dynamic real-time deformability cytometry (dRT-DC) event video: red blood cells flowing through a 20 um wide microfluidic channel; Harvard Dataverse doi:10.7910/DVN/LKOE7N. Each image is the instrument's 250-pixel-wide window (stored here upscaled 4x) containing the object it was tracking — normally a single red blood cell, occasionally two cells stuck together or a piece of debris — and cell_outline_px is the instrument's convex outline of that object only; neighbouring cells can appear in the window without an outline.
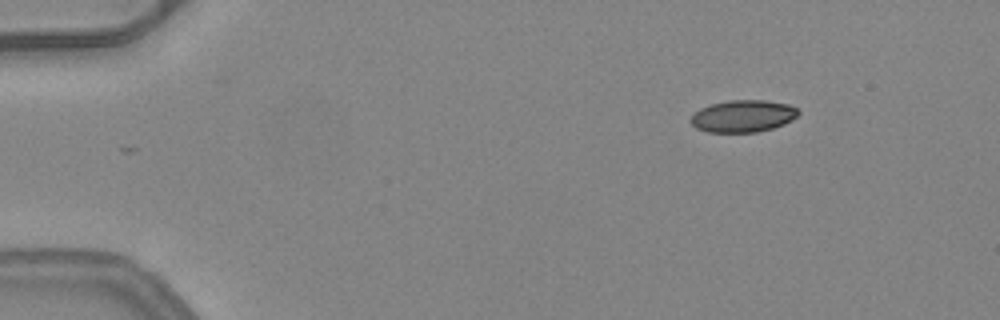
{"species": "common noctule bat (a hibernating species)", "species_latin": "Nyctalus noctula", "temperature_condition": "warm", "stored_images_in_passage": 45, "camera_frame_rate_fps": 3000, "um_per_image_px": 0.085, "animal": {"sex": "female", "body_mass_g": 24.6, "forearm_length_mm": 56.2}, "frame": {"image": 1, "passage_image": 1, "time_ms": 0.0, "image_size_px": [1000, 320], "cell_outline_px": [[800, 112], [792, 120], [784, 124], [772, 128], [756, 132], [708, 132], [696, 128], [688, 120], [700, 108], [712, 104], [728, 100], [764, 100], [788, 104], [796, 108]], "centroid_in_image_um": [63.15, 9.87], "position_along_channel_um": 21.9, "area_um2": 20.06}}
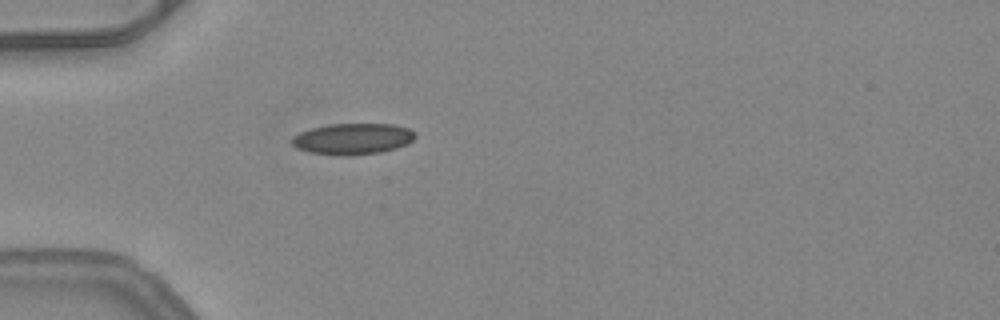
{"frame": {"image": 2, "passage_image": 10, "time_ms": 3.0, "image_size_px": [1000, 320], "cell_outline_px": [[416, 136], [408, 144], [396, 148], [380, 152], [348, 156], [344, 156], [308, 152], [296, 148], [288, 140], [292, 136], [300, 132], [312, 128], [328, 124], [392, 124], [408, 128], [416, 132]], "centroid_in_image_um": [29.95, 11.8], "position_along_channel_um": 55.0, "area_um2": 22.6}}
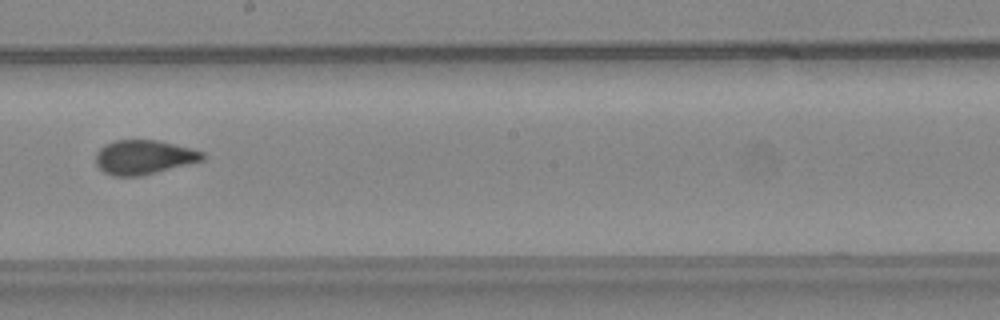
{"frame": {"image": 3, "passage_image": 24, "time_ms": 7.667, "image_size_px": [1000, 320], "cell_outline_px": [[204, 160], [140, 176], [112, 176], [104, 172], [96, 164], [96, 152], [104, 144], [116, 140], [160, 140], [204, 152]], "centroid_in_image_um": [12.2, 13.35], "position_along_channel_um": 236.0, "area_um2": 21.27}, "authors_computed_cell_mechanics": {"area_um2": 21.3282, "velocity_mm_per_s": 4.0718, "shape_relaxation_time_tau1_ms": 8.0691, "shape_relaxation_time_tau2_ms": 0.6863, "deformation_change_tau1": 0.2112, "deformation_change_tau2": 0.0593}}